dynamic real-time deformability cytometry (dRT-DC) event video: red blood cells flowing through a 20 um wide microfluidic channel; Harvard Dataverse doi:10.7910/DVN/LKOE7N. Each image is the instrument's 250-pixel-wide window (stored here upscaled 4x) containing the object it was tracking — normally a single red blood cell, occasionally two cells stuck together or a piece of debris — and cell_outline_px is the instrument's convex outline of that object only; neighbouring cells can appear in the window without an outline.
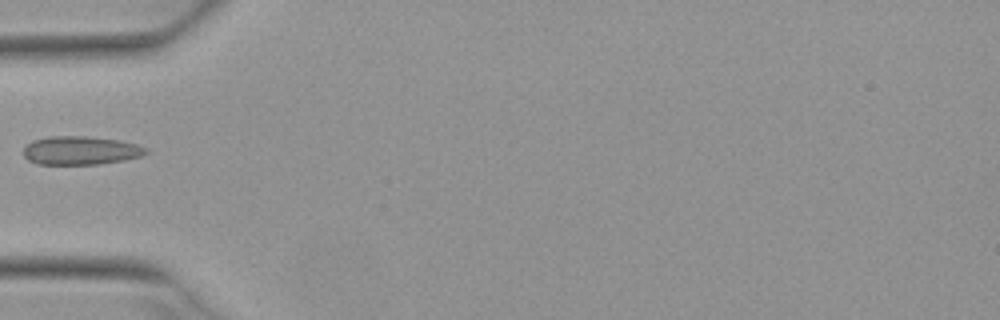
{"species": "Egyptian fruit bat (a non-hibernating species)", "species_latin": "Rousettus aegyptiacus", "temperature_condition": "warm", "stored_images_in_passage": 3, "camera_frame_rate_fps": 3000, "um_per_image_px": 0.085, "animal": {"sex": "female"}, "frame": {"image": 1, "passage_image": 1, "time_ms": 0.0, "image_size_px": [1000, 320], "cell_outline_px": [[148, 152], [140, 156], [124, 160], [100, 164], [36, 164], [28, 160], [24, 156], [24, 148], [32, 140], [48, 136], [84, 136], [120, 140], [136, 144], [148, 148]], "centroid_in_image_um": [6.85, 12.79], "position_along_channel_um": 78.2, "area_um2": 20.4}}
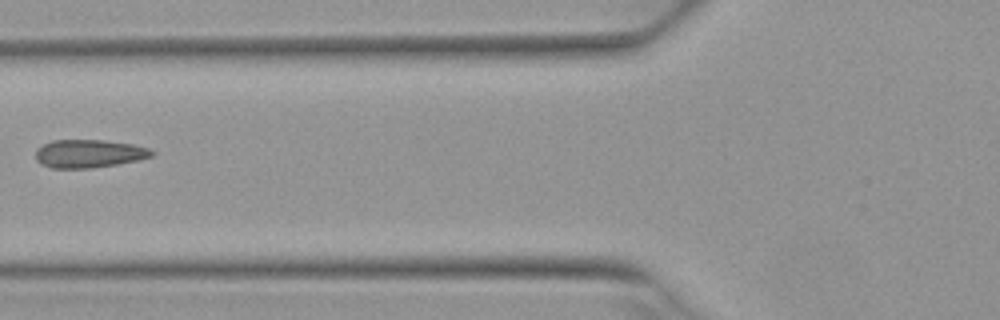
{"frame": {"image": 2, "passage_image": 2, "time_ms": 0.333, "image_size_px": [1000, 320], "cell_outline_px": [[156, 152], [152, 156], [136, 160], [116, 164], [92, 168], [52, 168], [40, 164], [36, 160], [36, 148], [52, 140], [104, 140], [132, 144], [148, 148]], "centroid_in_image_um": [7.53, 13.05], "position_along_channel_um": 118.3, "area_um2": 19.02}}
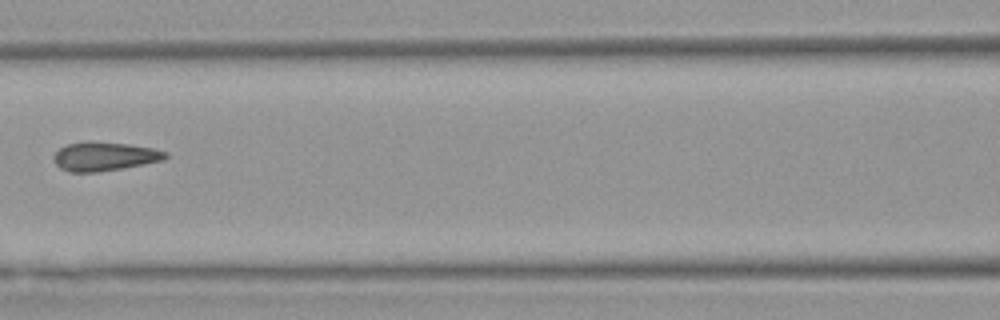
{"frame": {"image": 3, "passage_image": 3, "time_ms": 0.667, "image_size_px": [1000, 320], "cell_outline_px": [[168, 156], [164, 160], [124, 168], [100, 172], [68, 172], [60, 168], [56, 164], [52, 156], [60, 148], [68, 144], [128, 144], [152, 148], [168, 152]], "centroid_in_image_um": [8.91, 13.35], "position_along_channel_um": 157.7, "area_um2": 18.15}}